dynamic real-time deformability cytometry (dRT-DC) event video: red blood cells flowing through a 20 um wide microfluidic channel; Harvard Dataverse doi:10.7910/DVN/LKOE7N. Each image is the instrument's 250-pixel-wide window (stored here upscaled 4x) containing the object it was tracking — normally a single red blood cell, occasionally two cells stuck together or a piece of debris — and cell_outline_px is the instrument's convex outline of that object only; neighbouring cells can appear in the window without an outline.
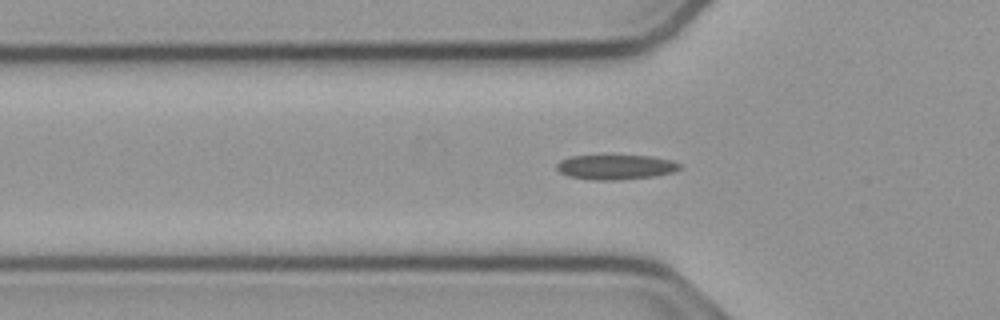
{"species": "common noctule bat (a hibernating species)", "species_latin": "Nyctalus noctula", "temperature_condition": "cold", "stored_images_in_passage": 37, "camera_frame_rate_fps": 3000, "um_per_image_px": 0.085, "animal": {"sex": "male", "body_mass_g": 23.1, "forearm_length_mm": 52.7}, "frame": {"image": 1, "passage_image": 7, "time_ms": 2.0, "image_size_px": [1000, 320], "cell_outline_px": [[680, 168], [672, 172], [656, 176], [616, 180], [592, 180], [568, 176], [560, 172], [556, 168], [556, 164], [560, 160], [572, 156], [652, 156], [672, 160], [680, 164]], "centroid_in_image_um": [52.32, 14.21], "position_along_channel_um": 73.5, "area_um2": 17.69}}
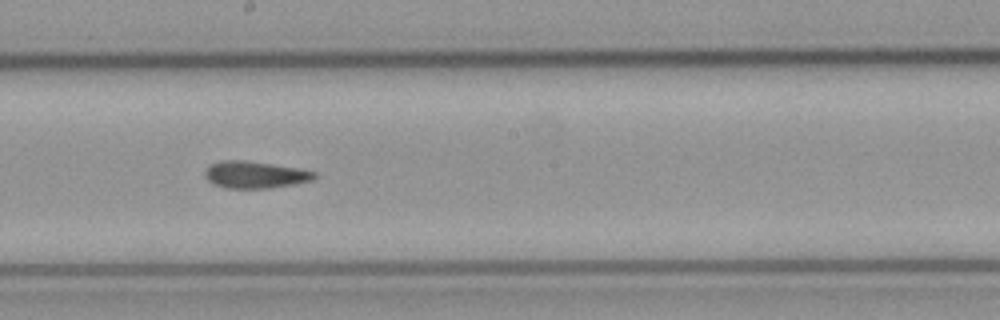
{"frame": {"image": 2, "passage_image": 19, "time_ms": 6.0, "image_size_px": [1000, 320], "cell_outline_px": [[316, 176], [312, 180], [292, 184], [268, 188], [224, 188], [212, 184], [204, 176], [204, 172], [208, 164], [220, 160], [244, 160], [296, 168], [316, 172]], "centroid_in_image_um": [21.59, 14.85], "position_along_channel_um": 226.6, "area_um2": 17.17}}
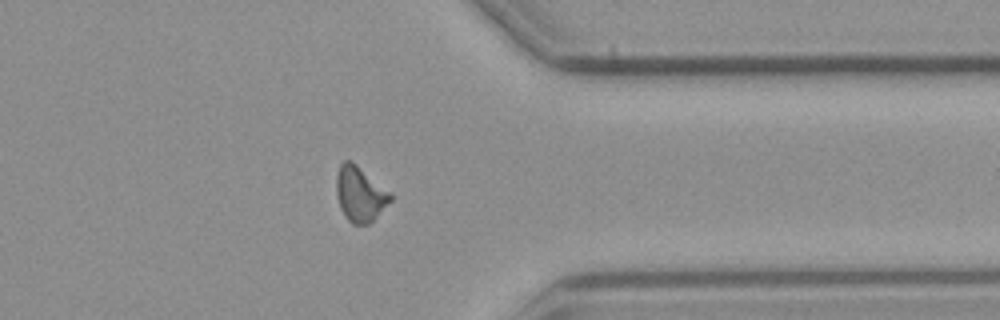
{"frame": {"image": 3, "passage_image": 32, "time_ms": 10.333, "image_size_px": [1000, 320], "cell_outline_px": [[392, 200], [368, 224], [352, 224], [344, 216], [340, 208], [336, 192], [336, 176], [340, 164], [344, 160], [348, 160], [356, 164], [392, 192]], "centroid_in_image_um": [30.6, 16.48], "position_along_channel_um": 380.8, "area_um2": 17.4}}